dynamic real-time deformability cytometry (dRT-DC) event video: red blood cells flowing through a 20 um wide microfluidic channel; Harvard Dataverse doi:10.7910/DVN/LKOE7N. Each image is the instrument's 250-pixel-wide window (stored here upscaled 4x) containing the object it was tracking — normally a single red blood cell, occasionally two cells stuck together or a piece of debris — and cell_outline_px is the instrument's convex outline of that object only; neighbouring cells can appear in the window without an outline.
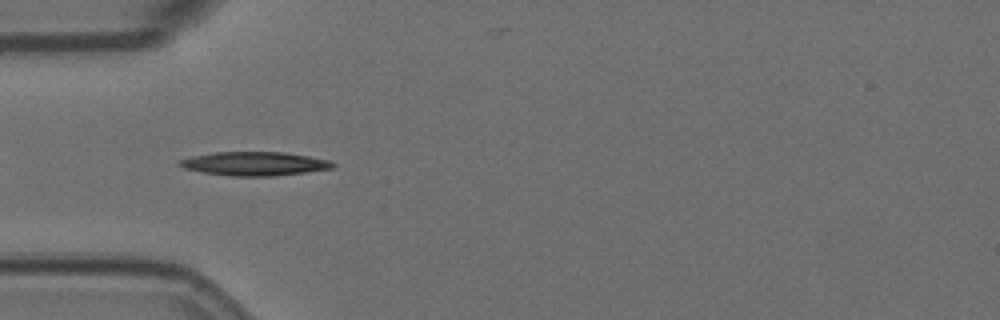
{"species": "Egyptian fruit bat (a non-hibernating species)", "species_latin": "Rousettus aegyptiacus", "temperature_condition": "room temperature", "stored_images_in_passage": 4, "camera_frame_rate_fps": 3000, "um_per_image_px": 0.085, "animal": {"sex": "female"}, "frame": {"image": 1, "passage_image": 3, "time_ms": 0.667, "image_size_px": [1000, 320], "cell_outline_px": [[336, 168], [272, 176], [232, 176], [204, 172], [184, 168], [176, 164], [176, 160], [192, 156], [212, 152], [284, 152], [332, 160], [336, 164]], "centroid_in_image_um": [21.64, 13.9], "position_along_channel_um": 63.4, "area_um2": 21.39}}
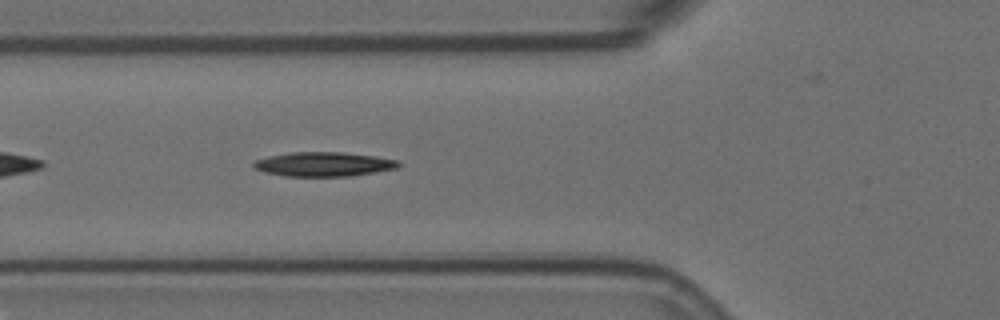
{"frame": {"image": 2, "passage_image": 4, "time_ms": 1.0, "image_size_px": [1000, 320], "cell_outline_px": [[400, 164], [396, 168], [352, 176], [284, 176], [264, 172], [252, 168], [252, 164], [256, 160], [268, 156], [292, 152], [340, 152], [372, 156], [396, 160]], "centroid_in_image_um": [27.43, 13.96], "position_along_channel_um": 98.4, "area_um2": 20.35}}